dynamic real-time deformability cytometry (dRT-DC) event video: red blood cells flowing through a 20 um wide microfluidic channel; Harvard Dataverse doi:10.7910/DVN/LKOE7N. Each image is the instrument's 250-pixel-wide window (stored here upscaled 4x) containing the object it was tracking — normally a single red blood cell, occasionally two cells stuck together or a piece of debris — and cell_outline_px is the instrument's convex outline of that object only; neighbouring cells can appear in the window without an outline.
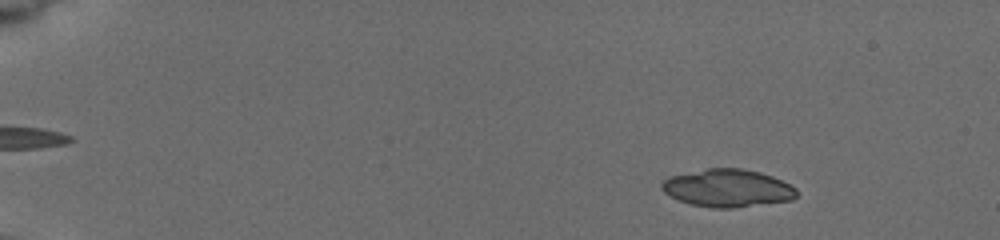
{"species": "common noctule bat (a hibernating species)", "species_latin": "Nyctalus noctula", "temperature_condition": "cold", "stored_images_in_passage": 12, "camera_frame_rate_fps": 3000, "um_per_image_px": 0.085, "animal": {"sex": "female", "body_mass_g": 19.5, "forearm_length_mm": 54.1}, "frame": {"image": 1, "passage_image": 6, "time_ms": 2.0, "image_size_px": [1000, 240], "cell_outline_px": [[796, 196], [792, 200], [732, 208], [712, 208], [692, 204], [680, 200], [664, 192], [660, 188], [660, 184], [668, 176], [708, 168], [740, 168], [760, 172], [772, 176], [796, 188]], "centroid_in_image_um": [61.82, 15.98], "position_along_channel_um": 23.2, "area_um2": 29.48}}
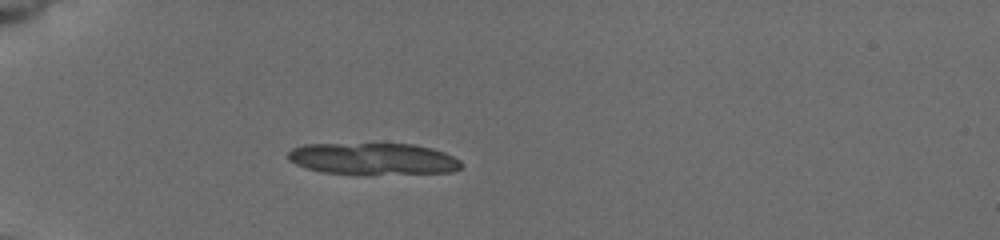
{"frame": {"image": 2, "passage_image": 10, "time_ms": 5.333, "image_size_px": [1000, 240], "cell_outline_px": [[464, 164], [460, 168], [452, 172], [320, 172], [296, 164], [288, 160], [288, 152], [292, 148], [304, 144], [412, 144], [432, 148], [444, 152], [460, 160]], "centroid_in_image_um": [31.7, 13.46], "position_along_channel_um": 53.3, "area_um2": 30.98}}